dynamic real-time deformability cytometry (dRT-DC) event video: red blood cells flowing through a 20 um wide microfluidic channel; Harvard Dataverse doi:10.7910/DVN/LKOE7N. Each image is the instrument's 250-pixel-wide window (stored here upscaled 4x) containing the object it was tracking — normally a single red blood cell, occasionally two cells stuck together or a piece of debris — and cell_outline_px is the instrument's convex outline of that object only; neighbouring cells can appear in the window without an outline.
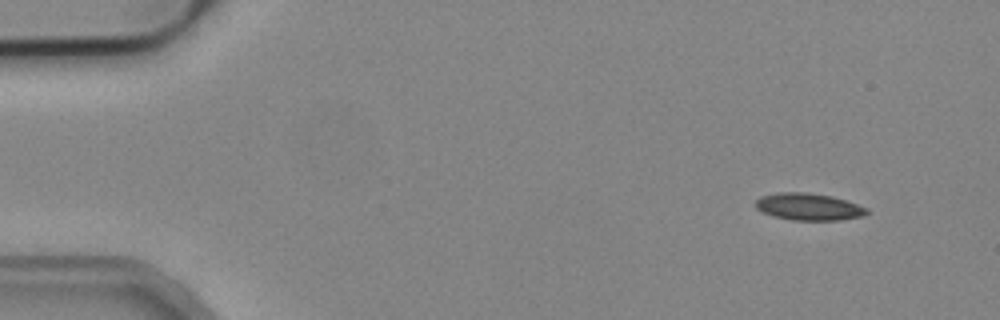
{"species": "common noctule bat (a hibernating species)", "species_latin": "Nyctalus noctula", "temperature_condition": "cold", "stored_images_in_passage": 5, "camera_frame_rate_fps": 3000, "um_per_image_px": 0.085, "animal": {"sex": "male", "body_mass_g": 19.2, "forearm_length_mm": 51.8}, "frame": {"image": 1, "passage_image": 1, "time_ms": 0.0, "image_size_px": [1000, 320], "cell_outline_px": [[868, 212], [864, 216], [840, 220], [792, 220], [772, 216], [756, 208], [756, 200], [760, 196], [776, 192], [808, 192], [832, 196], [868, 208]], "centroid_in_image_um": [68.72, 17.57], "position_along_channel_um": 16.3, "area_um2": 17.57}}